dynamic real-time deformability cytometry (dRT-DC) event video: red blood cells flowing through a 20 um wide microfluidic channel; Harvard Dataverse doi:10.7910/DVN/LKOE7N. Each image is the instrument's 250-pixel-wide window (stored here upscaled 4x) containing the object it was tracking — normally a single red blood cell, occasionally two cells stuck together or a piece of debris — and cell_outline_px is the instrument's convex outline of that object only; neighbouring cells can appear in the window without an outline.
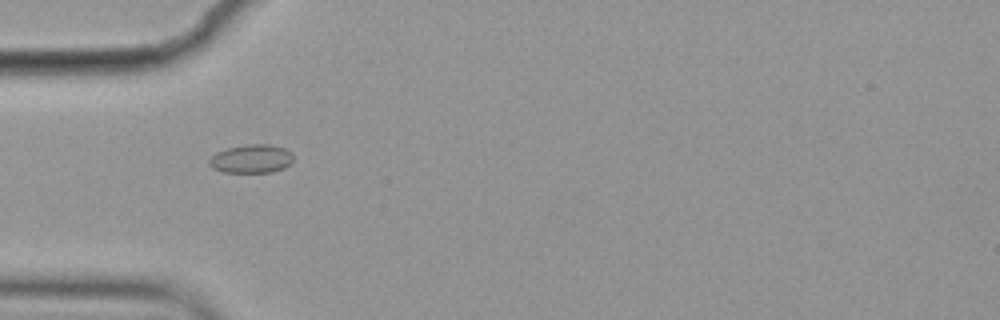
{"species": "common noctule bat (a hibernating species)", "species_latin": "Nyctalus noctula", "temperature_condition": "cold", "stored_images_in_passage": 5, "camera_frame_rate_fps": 3000, "um_per_image_px": 0.085, "animal": {"sex": "female", "body_mass_g": 19.9}, "frame": {"image": 1, "passage_image": 4, "time_ms": 1.0, "image_size_px": [1000, 320], "cell_outline_px": [[292, 160], [284, 168], [272, 172], [224, 172], [212, 168], [208, 164], [208, 160], [216, 152], [228, 148], [248, 144], [272, 144], [284, 148], [292, 152]], "centroid_in_image_um": [21.35, 13.49], "position_along_channel_um": 63.6, "area_um2": 13.99}}
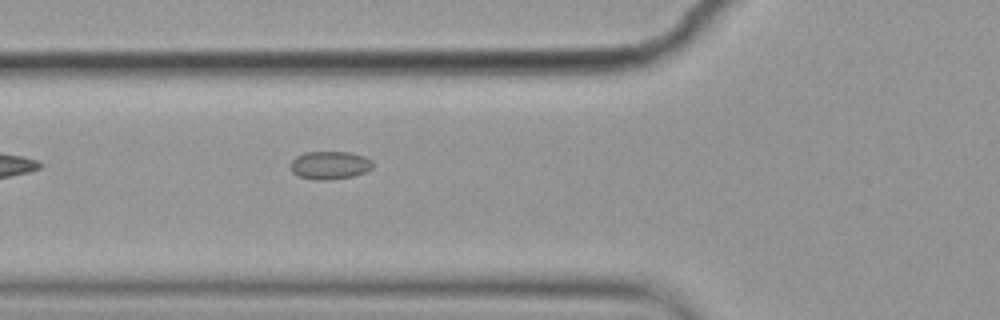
{"frame": {"image": 2, "passage_image": 5, "time_ms": 1.333, "image_size_px": [1000, 320], "cell_outline_px": [[372, 168], [364, 172], [352, 176], [324, 180], [320, 180], [300, 176], [292, 172], [288, 164], [296, 156], [304, 152], [348, 152], [364, 156], [372, 160]], "centroid_in_image_um": [28.0, 14.02], "position_along_channel_um": 97.8, "area_um2": 13.35}}